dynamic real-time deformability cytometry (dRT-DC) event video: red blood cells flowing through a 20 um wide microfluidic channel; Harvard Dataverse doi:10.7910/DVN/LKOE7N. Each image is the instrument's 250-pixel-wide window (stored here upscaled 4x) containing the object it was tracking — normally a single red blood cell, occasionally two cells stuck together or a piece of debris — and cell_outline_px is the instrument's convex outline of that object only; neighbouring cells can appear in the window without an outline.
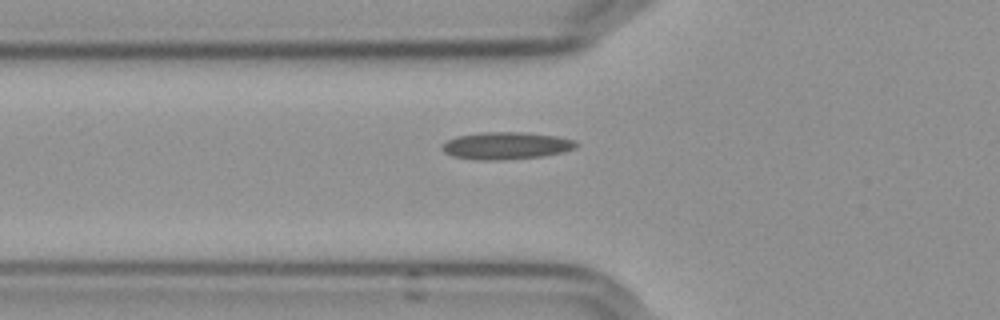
{"species": "Egyptian fruit bat (a non-hibernating species)", "species_latin": "Rousettus aegyptiacus", "temperature_condition": "cold", "stored_images_in_passage": 39, "camera_frame_rate_fps": 3000, "um_per_image_px": 0.085, "frame": {"image": 1, "passage_image": 3, "time_ms": 0.667, "image_size_px": [1000, 320], "cell_outline_px": [[580, 144], [576, 148], [564, 152], [544, 156], [500, 160], [476, 160], [452, 156], [444, 152], [440, 148], [440, 144], [456, 136], [480, 132], [524, 132], [556, 136], [576, 140]], "centroid_in_image_um": [43.02, 12.38], "position_along_channel_um": 82.8, "area_um2": 21.68}}
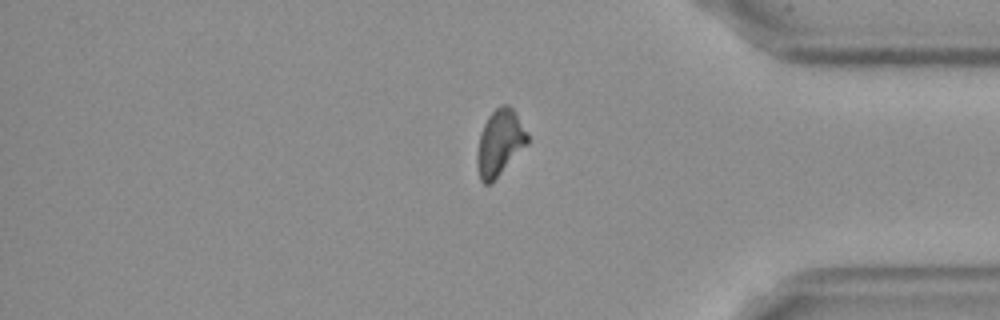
{"frame": {"image": 2, "passage_image": 30, "time_ms": 9.667, "image_size_px": [1000, 320], "cell_outline_px": [[528, 144], [488, 184], [484, 184], [480, 180], [476, 164], [476, 156], [480, 132], [488, 116], [500, 104], [508, 104], [516, 112], [528, 132]], "centroid_in_image_um": [42.47, 12.08], "position_along_channel_um": 392.7, "area_um2": 19.25}}
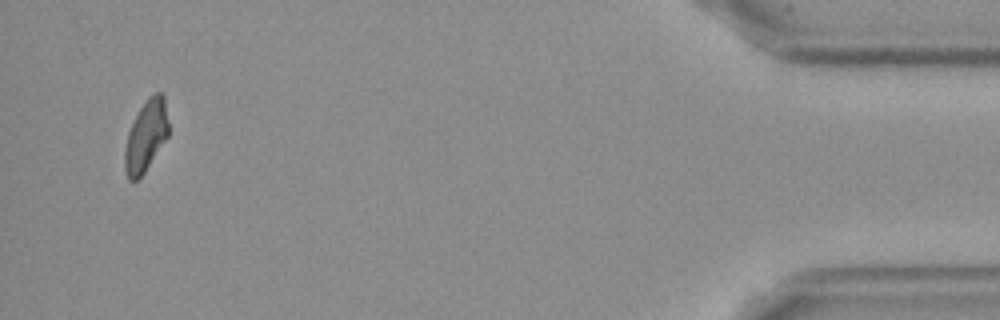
{"frame": {"image": 3, "passage_image": 37, "time_ms": 12.0, "image_size_px": [1000, 320], "cell_outline_px": [[168, 136], [144, 172], [136, 180], [128, 180], [124, 168], [124, 152], [128, 132], [140, 108], [148, 96], [152, 92], [160, 92], [164, 96], [168, 120]], "centroid_in_image_um": [12.4, 11.53], "position_along_channel_um": 422.8, "area_um2": 18.03}, "authors_computed_cell_mechanics": {"area_um2": 19.4208, "velocity_mm_per_s": 3.6344, "shape_relaxation_time_tau1_ms": null, "shape_relaxation_time_tau2_ms": 5.5007, "deformation_change_tau1": null, "deformation_change_tau2": 0.1278}}